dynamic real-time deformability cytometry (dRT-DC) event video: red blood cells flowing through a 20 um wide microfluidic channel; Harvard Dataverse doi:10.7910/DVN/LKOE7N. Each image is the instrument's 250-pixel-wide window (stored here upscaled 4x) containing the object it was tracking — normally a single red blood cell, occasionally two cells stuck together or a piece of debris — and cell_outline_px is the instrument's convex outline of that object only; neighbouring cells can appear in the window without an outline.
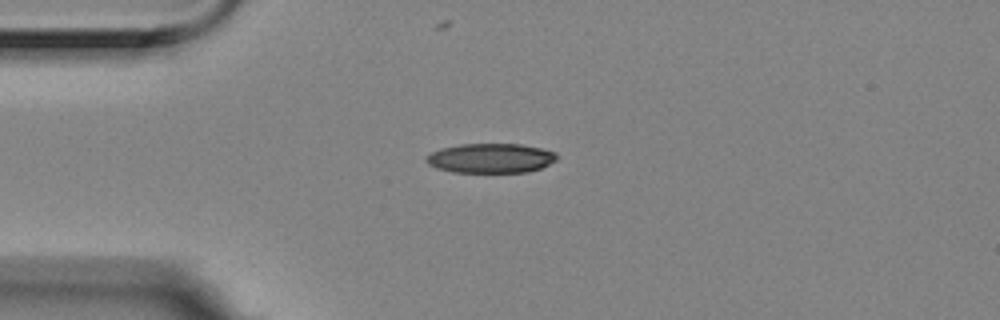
{"species": "Egyptian fruit bat (a non-hibernating species)", "species_latin": "Rousettus aegyptiacus", "temperature_condition": "room temperature", "stored_images_in_passage": 5, "camera_frame_rate_fps": 3000, "um_per_image_px": 0.085, "animal": {"sex": "female"}, "frame": {"image": 1, "passage_image": 5, "time_ms": 1.333, "image_size_px": [1000, 320], "cell_outline_px": [[560, 156], [556, 160], [540, 168], [528, 172], [452, 172], [436, 168], [428, 164], [424, 160], [424, 156], [440, 148], [460, 144], [520, 144], [540, 148], [556, 152]], "centroid_in_image_um": [41.68, 13.44], "position_along_channel_um": 43.3, "area_um2": 22.66}}